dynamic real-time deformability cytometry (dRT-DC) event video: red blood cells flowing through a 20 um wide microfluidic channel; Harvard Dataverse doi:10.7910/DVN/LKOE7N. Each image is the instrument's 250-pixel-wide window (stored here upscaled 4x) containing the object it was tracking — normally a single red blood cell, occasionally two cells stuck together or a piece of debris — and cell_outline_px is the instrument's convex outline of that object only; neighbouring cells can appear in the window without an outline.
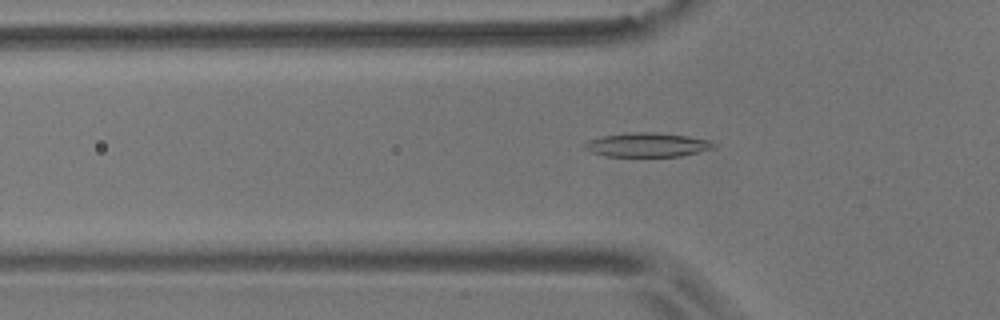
{"species": "common noctule bat (a hibernating species)", "species_latin": "Nyctalus noctula", "temperature_condition": "room temperature", "stored_images_in_passage": 49, "camera_frame_rate_fps": 3000, "um_per_image_px": 0.085, "animal": {"sex": "male", "body_mass_g": 17.9}, "frame": {"image": 1, "passage_image": 18, "time_ms": 5.667, "image_size_px": [1000, 320], "cell_outline_px": [[716, 148], [680, 156], [608, 156], [592, 152], [580, 148], [580, 144], [604, 136], [636, 132], [652, 132], [684, 136], [712, 140], [716, 144]], "centroid_in_image_um": [55.03, 12.32], "position_along_channel_um": 70.8, "area_um2": 17.98}}
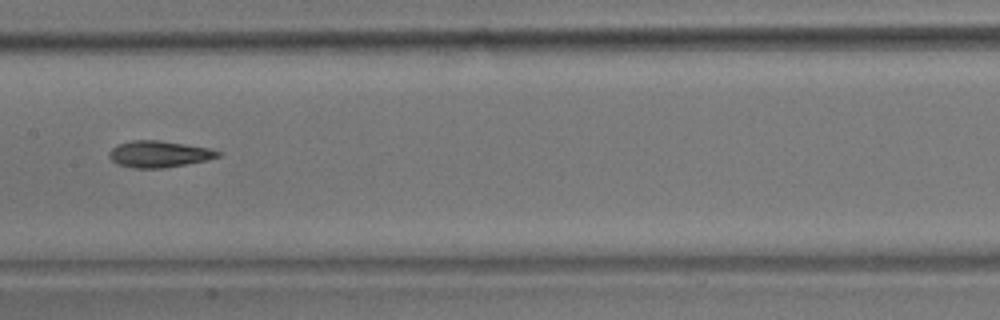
{"frame": {"image": 2, "passage_image": 28, "time_ms": 9.0, "image_size_px": [1000, 320], "cell_outline_px": [[220, 156], [204, 160], [164, 168], [132, 168], [116, 164], [108, 156], [108, 152], [112, 148], [120, 144], [132, 140], [156, 140], [184, 144], [208, 148], [220, 152]], "centroid_in_image_um": [13.45, 13.1], "position_along_channel_um": 194.0, "area_um2": 16.53}}
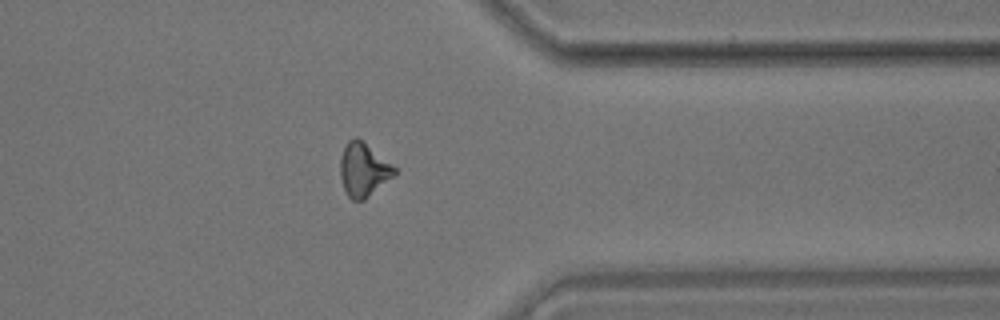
{"frame": {"image": 3, "passage_image": 44, "time_ms": 14.333, "image_size_px": [1000, 320], "cell_outline_px": [[396, 172], [392, 176], [364, 200], [352, 200], [348, 196], [344, 188], [340, 176], [340, 156], [348, 140], [356, 136], [392, 164], [396, 168]], "centroid_in_image_um": [30.86, 14.41], "position_along_channel_um": 380.5, "area_um2": 16.59}}